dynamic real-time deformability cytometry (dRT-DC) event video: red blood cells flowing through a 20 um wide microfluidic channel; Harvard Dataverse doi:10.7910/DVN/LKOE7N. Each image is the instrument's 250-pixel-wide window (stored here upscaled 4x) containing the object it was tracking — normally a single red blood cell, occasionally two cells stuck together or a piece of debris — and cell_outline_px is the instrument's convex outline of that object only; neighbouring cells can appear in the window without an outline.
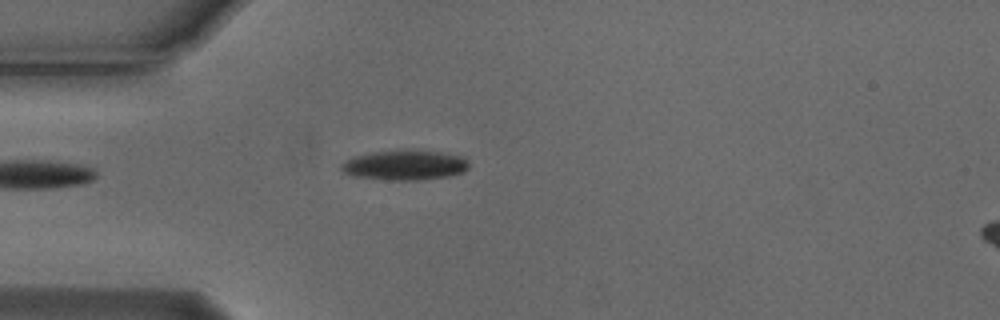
{"species": "Egyptian fruit bat (a non-hibernating species)", "species_latin": "Rousettus aegyptiacus", "temperature_condition": "cold", "stored_images_in_passage": 2, "camera_frame_rate_fps": 3000, "um_per_image_px": 0.085, "animal": {"sex": "male"}, "frame": {"image": 1, "passage_image": 1, "time_ms": 0.0, "image_size_px": [1000, 320], "cell_outline_px": [[468, 168], [464, 172], [448, 176], [416, 180], [392, 180], [352, 176], [344, 172], [340, 168], [340, 164], [344, 160], [352, 156], [372, 152], [400, 148], [404, 148], [440, 152], [460, 156], [468, 160]], "centroid_in_image_um": [34.36, 14.0], "position_along_channel_um": 50.6, "area_um2": 22.72}}